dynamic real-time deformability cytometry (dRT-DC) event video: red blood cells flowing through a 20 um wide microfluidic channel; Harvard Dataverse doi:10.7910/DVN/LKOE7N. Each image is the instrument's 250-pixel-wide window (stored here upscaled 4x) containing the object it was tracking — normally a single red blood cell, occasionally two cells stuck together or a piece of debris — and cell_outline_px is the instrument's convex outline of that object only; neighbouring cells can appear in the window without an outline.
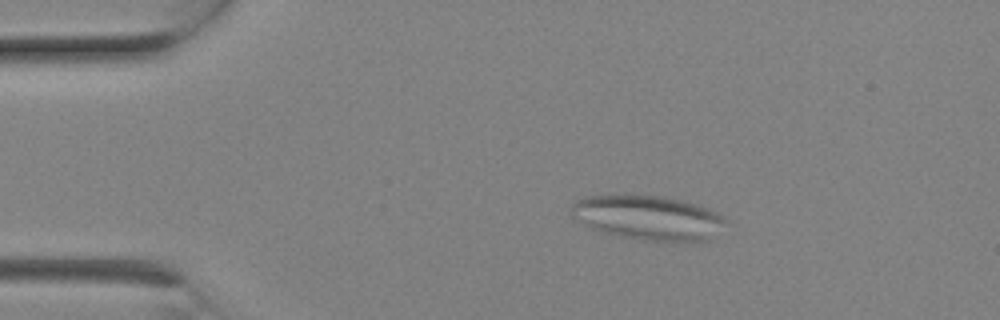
{"species": "Egyptian fruit bat (a non-hibernating species)", "species_latin": "Rousettus aegyptiacus", "temperature_condition": "room temperature", "stored_images_in_passage": 9, "camera_frame_rate_fps": 3000, "um_per_image_px": 0.085, "animal": {"sex": "female"}, "frame": {"image": 1, "passage_image": 4, "time_ms": 1.0, "image_size_px": [1000, 320], "cell_outline_px": [[728, 220], [708, 240], [644, 240], [620, 236], [592, 228], [572, 216], [572, 204], [576, 200], [588, 196], [664, 196], [696, 204], [708, 208], [724, 216]], "centroid_in_image_um": [55.11, 18.49], "position_along_channel_um": 29.9, "area_um2": 38.96}}
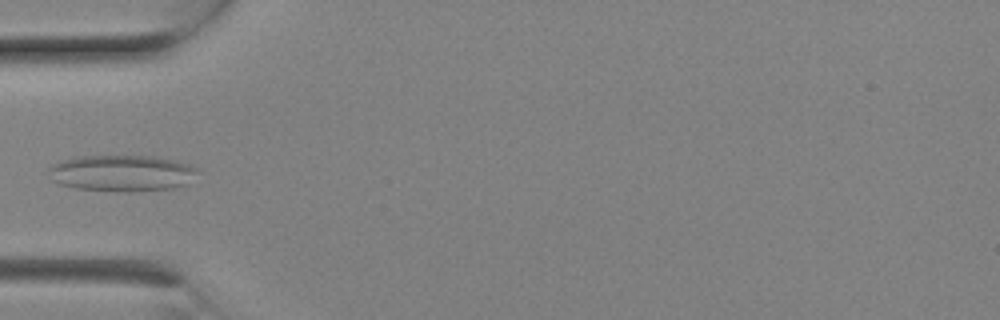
{"frame": {"image": 2, "passage_image": 7, "time_ms": 2.0, "image_size_px": [1000, 320], "cell_outline_px": [[200, 172], [188, 184], [172, 188], [128, 192], [124, 192], [76, 188], [60, 184], [52, 180], [48, 168], [52, 164], [76, 156], [156, 156], [176, 160], [200, 168]], "centroid_in_image_um": [10.42, 14.71], "position_along_channel_um": 74.6, "area_um2": 31.85}}